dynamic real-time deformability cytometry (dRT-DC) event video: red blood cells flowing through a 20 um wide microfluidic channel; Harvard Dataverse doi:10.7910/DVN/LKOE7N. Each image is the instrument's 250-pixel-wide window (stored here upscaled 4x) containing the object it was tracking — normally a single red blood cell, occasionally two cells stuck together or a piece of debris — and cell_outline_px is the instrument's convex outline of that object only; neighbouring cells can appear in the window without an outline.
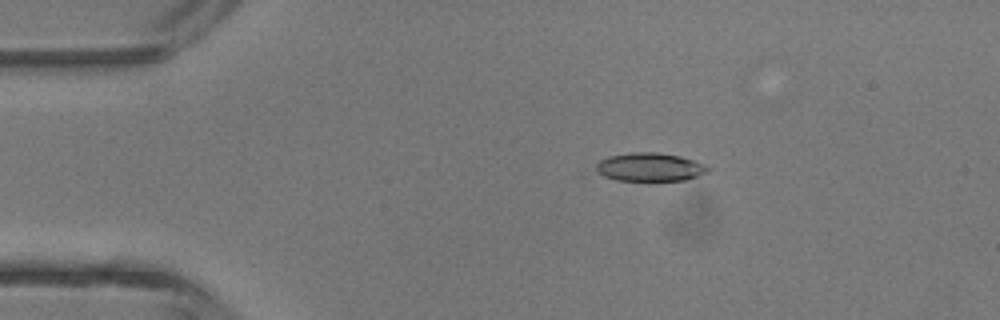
{"species": "common noctule bat (a hibernating species)", "species_latin": "Nyctalus noctula", "temperature_condition": "room temperature", "stored_images_in_passage": 5, "camera_frame_rate_fps": 3000, "um_per_image_px": 0.085, "animal": {"sex": "male", "body_mass_g": 13.3}, "frame": {"image": 1, "passage_image": 4, "time_ms": 3.667, "image_size_px": [1000, 320], "cell_outline_px": [[712, 168], [708, 172], [684, 180], [616, 180], [604, 176], [596, 172], [596, 164], [600, 160], [608, 156], [632, 152], [656, 152], [680, 156], [704, 164]], "centroid_in_image_um": [55.22, 14.19], "position_along_channel_um": 29.8, "area_um2": 18.44}}